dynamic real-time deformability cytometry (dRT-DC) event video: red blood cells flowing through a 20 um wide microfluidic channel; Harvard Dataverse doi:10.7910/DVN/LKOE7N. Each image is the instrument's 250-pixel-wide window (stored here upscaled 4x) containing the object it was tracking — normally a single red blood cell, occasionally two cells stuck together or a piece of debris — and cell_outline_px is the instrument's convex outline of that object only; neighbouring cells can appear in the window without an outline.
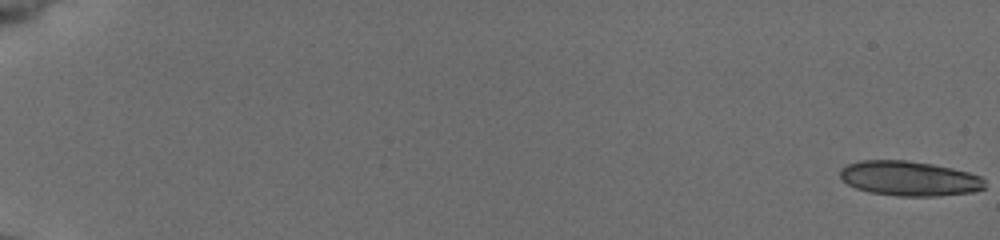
{"species": "common noctule bat (a hibernating species)", "species_latin": "Nyctalus noctula", "temperature_condition": "cold", "stored_images_in_passage": 21, "camera_frame_rate_fps": 3000, "um_per_image_px": 0.085, "animal": {"sex": "female", "body_mass_g": 19.5, "forearm_length_mm": 54.1}, "frame": {"image": 1, "passage_image": 1, "time_ms": 0.0, "image_size_px": [1000, 240], "cell_outline_px": [[984, 188], [972, 192], [936, 196], [896, 196], [868, 192], [856, 188], [848, 184], [840, 176], [840, 168], [848, 164], [860, 160], [904, 160], [932, 164], [952, 168], [968, 172], [980, 176], [984, 180]], "centroid_in_image_um": [77.27, 15.17], "position_along_channel_um": 7.7, "area_um2": 29.3}}
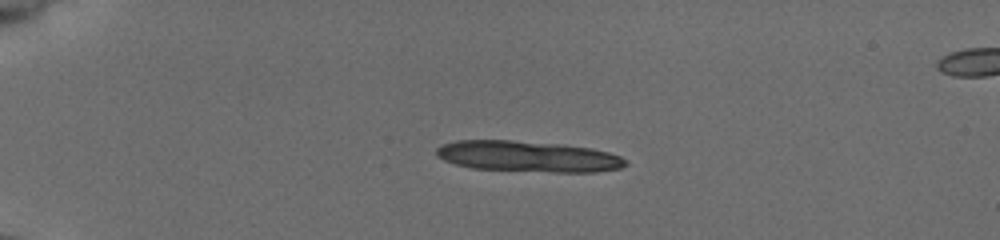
{"frame": {"image": 2, "passage_image": 15, "time_ms": 4.667, "image_size_px": [1000, 240], "cell_outline_px": [[628, 164], [620, 168], [596, 172], [556, 172], [472, 168], [456, 164], [444, 160], [436, 156], [436, 148], [444, 144], [456, 140], [512, 140], [556, 144], [588, 148], [608, 152], [620, 156]], "centroid_in_image_um": [44.85, 13.3], "position_along_channel_um": 40.2, "area_um2": 33.76}}